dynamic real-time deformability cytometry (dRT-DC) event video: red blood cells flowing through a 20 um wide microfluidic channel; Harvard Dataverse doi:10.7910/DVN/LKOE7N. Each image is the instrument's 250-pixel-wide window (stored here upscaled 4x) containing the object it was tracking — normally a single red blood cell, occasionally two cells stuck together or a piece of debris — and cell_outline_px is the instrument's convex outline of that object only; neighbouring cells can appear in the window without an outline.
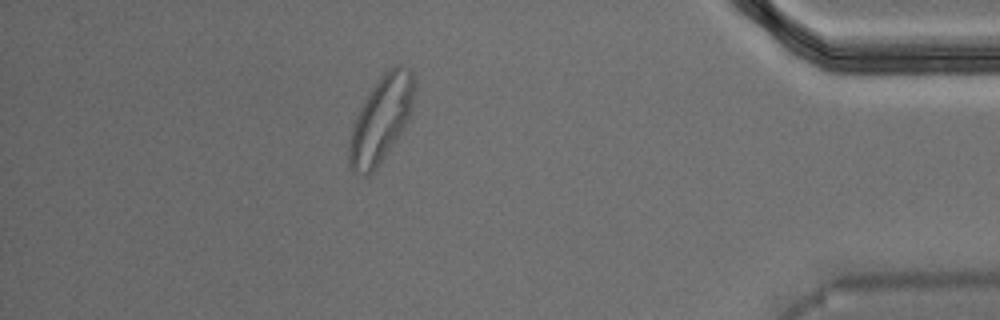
{"species": "Egyptian fruit bat (a non-hibernating species)", "species_latin": "Rousettus aegyptiacus", "temperature_condition": "warm", "stored_images_in_passage": 39, "camera_frame_rate_fps": 3000, "um_per_image_px": 0.085, "animal": {"sex": "male"}, "frame": {"image": 1, "passage_image": 34, "time_ms": 11.0, "image_size_px": [1000, 320], "cell_outline_px": [[416, 84], [412, 108], [396, 140], [376, 168], [368, 176], [364, 176], [352, 172], [348, 168], [348, 144], [352, 128], [356, 116], [368, 92], [380, 76], [392, 64], [404, 64], [412, 72]], "centroid_in_image_um": [32.37, 10.11], "position_along_channel_um": 402.8, "area_um2": 32.83}}